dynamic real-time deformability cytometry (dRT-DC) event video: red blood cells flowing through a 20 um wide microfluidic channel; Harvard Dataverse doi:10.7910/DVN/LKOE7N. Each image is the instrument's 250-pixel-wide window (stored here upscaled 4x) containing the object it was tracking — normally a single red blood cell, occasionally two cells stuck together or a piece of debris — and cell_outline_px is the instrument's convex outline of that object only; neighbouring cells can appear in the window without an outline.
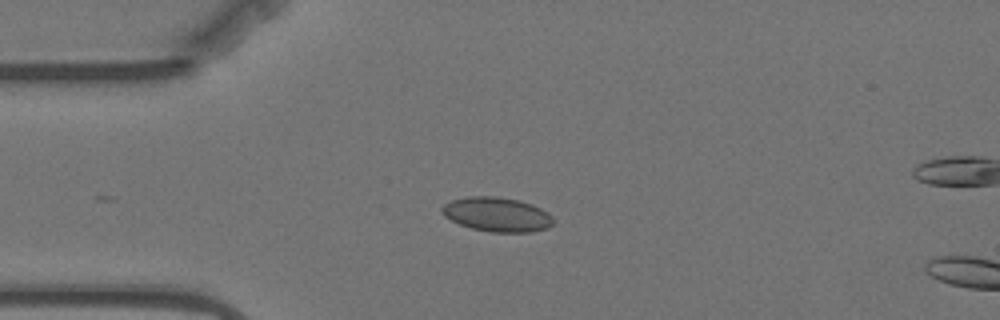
{"species": "Egyptian fruit bat (a non-hibernating species)", "species_latin": "Rousettus aegyptiacus", "temperature_condition": "warm", "stored_images_in_passage": 26, "camera_frame_rate_fps": 3000, "um_per_image_px": 0.085, "animal": {"sex": "female"}, "frame": {"image": 1, "passage_image": 13, "time_ms": 4.0, "image_size_px": [1000, 320], "cell_outline_px": [[556, 220], [548, 228], [532, 232], [492, 232], [472, 228], [460, 224], [444, 216], [440, 212], [440, 208], [444, 204], [452, 200], [468, 196], [496, 196], [520, 200], [532, 204], [548, 212]], "centroid_in_image_um": [42.26, 18.22], "position_along_channel_um": 42.7, "area_um2": 22.48}}
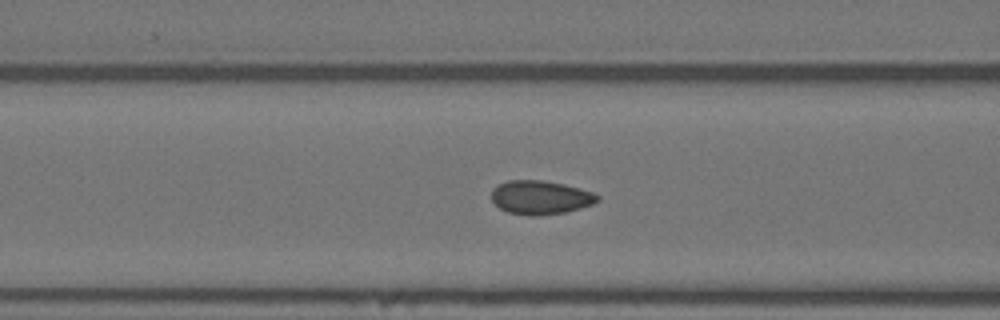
{"frame": {"image": 2, "passage_image": 21, "time_ms": 6.667, "image_size_px": [1000, 320], "cell_outline_px": [[600, 200], [592, 204], [580, 208], [564, 212], [536, 216], [528, 216], [508, 212], [500, 208], [492, 200], [492, 188], [508, 180], [540, 180], [564, 184], [592, 192], [600, 196]], "centroid_in_image_um": [45.93, 16.78], "position_along_channel_um": 120.7, "area_um2": 20.75}}
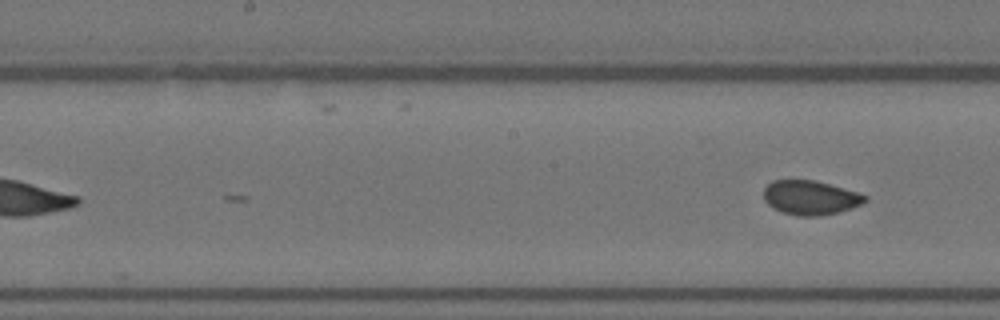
{"frame": {"image": 3, "passage_image": 26, "time_ms": 8.333, "image_size_px": [1000, 320], "cell_outline_px": [[868, 200], [860, 204], [840, 212], [820, 216], [800, 216], [784, 212], [772, 208], [764, 200], [764, 188], [772, 180], [816, 180], [856, 192], [868, 196]], "centroid_in_image_um": [68.87, 16.8], "position_along_channel_um": 179.3, "area_um2": 20.17}}